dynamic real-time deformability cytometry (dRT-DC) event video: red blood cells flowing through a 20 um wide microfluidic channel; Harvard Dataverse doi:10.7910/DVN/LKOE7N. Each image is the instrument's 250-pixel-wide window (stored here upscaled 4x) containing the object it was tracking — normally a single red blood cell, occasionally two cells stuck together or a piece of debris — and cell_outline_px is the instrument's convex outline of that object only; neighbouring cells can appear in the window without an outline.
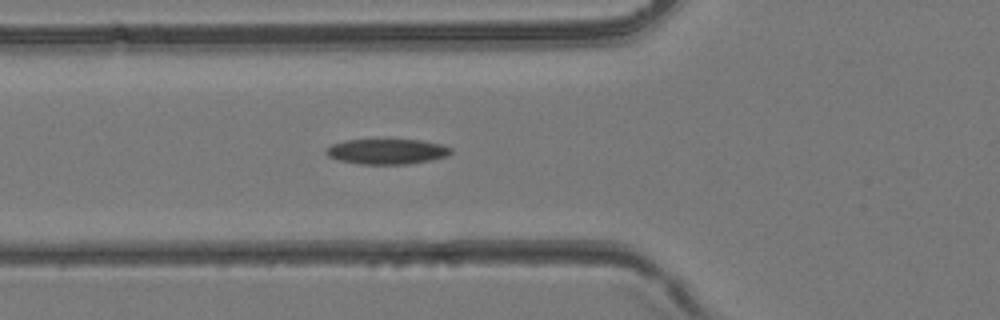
{"species": "common noctule bat (a hibernating species)", "species_latin": "Nyctalus noctula", "temperature_condition": "room temperature", "stored_images_in_passage": 35, "camera_frame_rate_fps": 3000, "um_per_image_px": 0.085, "animal": {"sex": "female", "body_mass_g": 24.6, "forearm_length_mm": 56.2}, "frame": {"image": 1, "passage_image": 7, "time_ms": 2.0, "image_size_px": [1000, 320], "cell_outline_px": [[452, 152], [448, 156], [432, 160], [408, 164], [360, 164], [340, 160], [328, 156], [324, 152], [332, 144], [348, 140], [420, 140], [440, 144], [452, 148]], "centroid_in_image_um": [32.92, 12.88], "position_along_channel_um": 92.9, "area_um2": 18.26}}
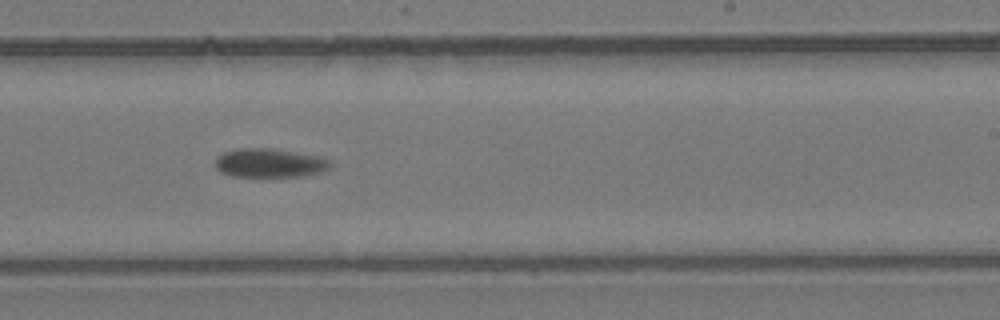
{"frame": {"image": 2, "passage_image": 18, "time_ms": 5.667, "image_size_px": [1000, 320], "cell_outline_px": [[332, 164], [328, 168], [320, 172], [300, 176], [232, 176], [220, 172], [216, 168], [216, 156], [224, 152], [236, 148], [272, 148], [316, 156], [328, 160]], "centroid_in_image_um": [22.85, 13.84], "position_along_channel_um": 266.2, "area_um2": 19.13}}
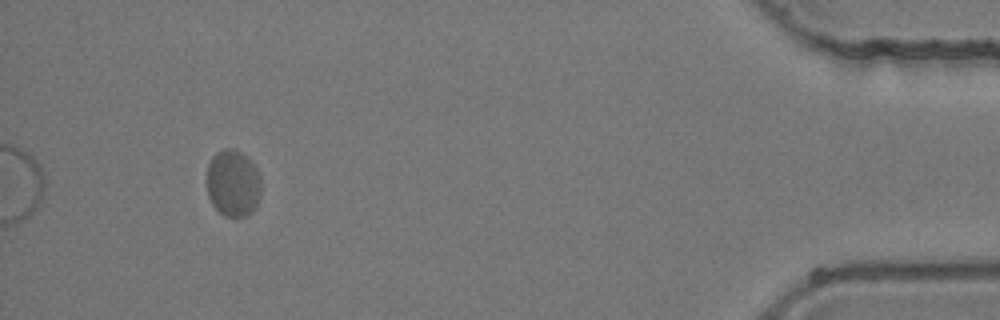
{"frame": {"image": 3, "passage_image": 32, "time_ms": 10.333, "image_size_px": [1000, 320], "cell_outline_px": [[260, 196], [252, 212], [244, 216], [224, 216], [212, 204], [208, 196], [204, 180], [208, 164], [212, 156], [216, 152], [224, 148], [232, 148], [248, 156], [256, 168], [260, 176]], "centroid_in_image_um": [19.76, 15.54], "position_along_channel_um": 415.4, "area_um2": 21.62}}